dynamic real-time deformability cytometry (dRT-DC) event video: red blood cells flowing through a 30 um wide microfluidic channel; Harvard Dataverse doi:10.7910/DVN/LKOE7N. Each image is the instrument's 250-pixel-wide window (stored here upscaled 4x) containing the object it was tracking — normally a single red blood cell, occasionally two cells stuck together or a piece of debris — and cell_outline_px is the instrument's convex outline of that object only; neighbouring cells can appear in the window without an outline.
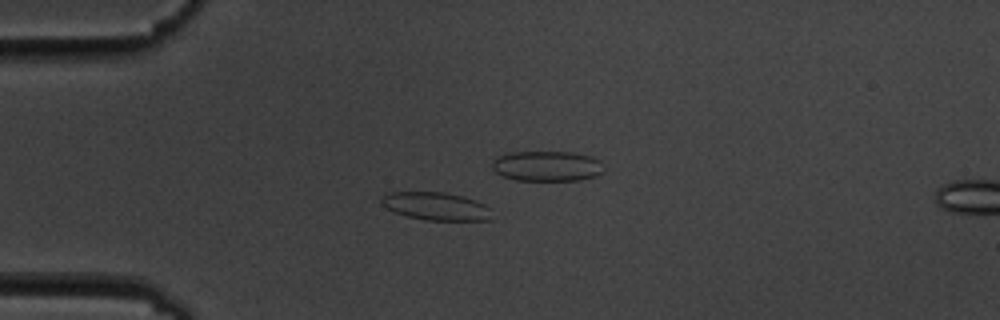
{"species": "common noctule bat (a hibernating species)", "species_latin": "Nyctalus noctula", "temperature_condition": "cold", "stored_images_in_passage": 5, "camera_frame_rate_fps": 3000, "um_per_image_px": 0.085, "animal": {"sex": "male", "body_mass_g": 19.5, "forearm_length_mm": 54.6}, "frame": {"image": 1, "passage_image": 4, "time_ms": 3.333, "image_size_px": [1000, 320], "cell_outline_px": [[492, 220], [424, 220], [408, 216], [396, 212], [388, 208], [380, 200], [388, 192], [444, 192], [464, 196], [476, 200], [492, 208]], "centroid_in_image_um": [37.14, 17.53], "position_along_channel_um": 47.9, "area_um2": 17.98}}